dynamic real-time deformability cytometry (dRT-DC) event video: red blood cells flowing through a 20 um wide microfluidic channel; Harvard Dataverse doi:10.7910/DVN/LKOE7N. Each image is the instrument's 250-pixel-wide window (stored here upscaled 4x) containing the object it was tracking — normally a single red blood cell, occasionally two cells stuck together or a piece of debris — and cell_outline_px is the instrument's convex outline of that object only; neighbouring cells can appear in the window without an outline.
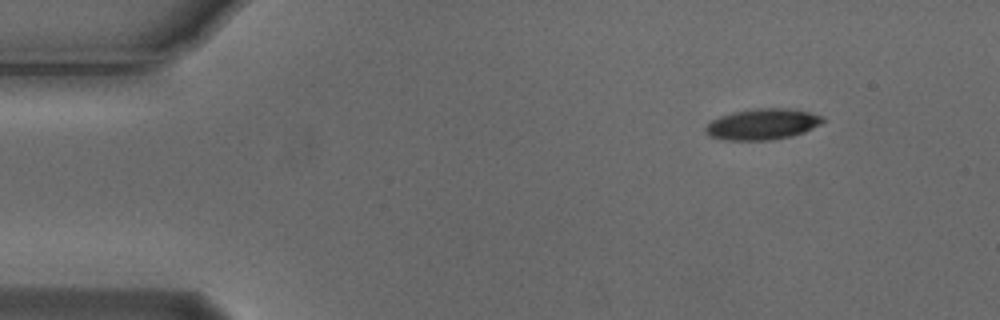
{"species": "Egyptian fruit bat (a non-hibernating species)", "species_latin": "Rousettus aegyptiacus", "temperature_condition": "cold", "stored_images_in_passage": 4, "camera_frame_rate_fps": 3000, "um_per_image_px": 0.085, "animal": {"sex": "male"}, "frame": {"image": 1, "passage_image": 1, "time_ms": 0.0, "image_size_px": [1000, 320], "cell_outline_px": [[824, 120], [820, 124], [804, 132], [792, 136], [772, 140], [728, 140], [708, 136], [704, 132], [704, 128], [712, 120], [720, 116], [732, 112], [756, 108], [788, 108], [808, 112], [824, 116]], "centroid_in_image_um": [64.79, 10.56], "position_along_channel_um": 20.2, "area_um2": 21.21}}
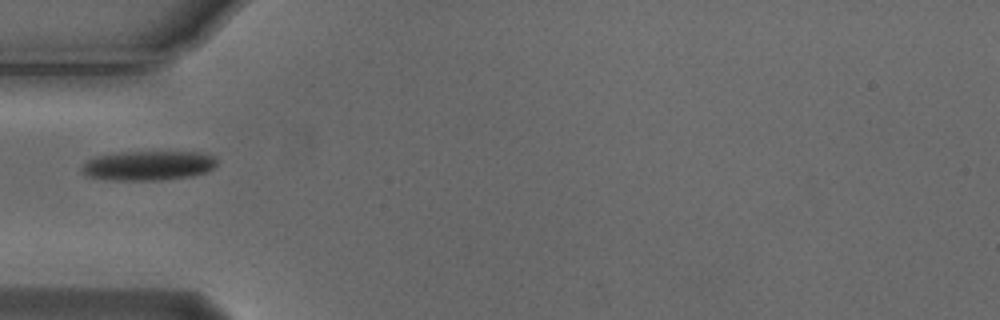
{"frame": {"image": 2, "passage_image": 4, "time_ms": 1.0, "image_size_px": [1000, 320], "cell_outline_px": [[216, 164], [212, 168], [204, 172], [192, 176], [160, 180], [108, 180], [84, 176], [80, 168], [88, 160], [96, 156], [120, 152], [200, 152], [212, 156], [216, 160]], "centroid_in_image_um": [12.54, 14.08], "position_along_channel_um": 72.5, "area_um2": 23.24}}